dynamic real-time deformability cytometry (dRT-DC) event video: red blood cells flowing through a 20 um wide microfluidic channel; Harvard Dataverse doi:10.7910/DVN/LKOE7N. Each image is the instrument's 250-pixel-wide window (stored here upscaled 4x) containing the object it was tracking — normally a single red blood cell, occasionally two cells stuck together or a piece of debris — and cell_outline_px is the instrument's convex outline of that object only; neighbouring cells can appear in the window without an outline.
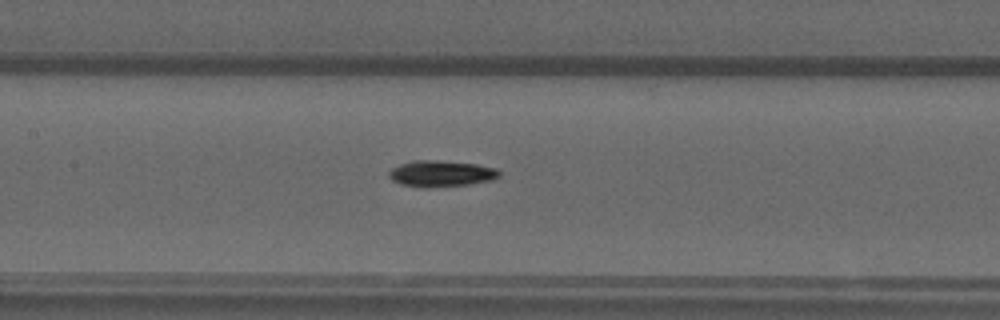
{"species": "common noctule bat (a hibernating species)", "species_latin": "Nyctalus noctula", "temperature_condition": "warm", "stored_images_in_passage": 53, "camera_frame_rate_fps": 3000, "um_per_image_px": 0.085, "animal": {"sex": "male", "forearm_length_mm": 52.5}, "frame": {"image": 1, "passage_image": 24, "time_ms": 7.667, "image_size_px": [1000, 320], "cell_outline_px": [[500, 176], [496, 180], [468, 184], [424, 188], [400, 184], [392, 180], [388, 176], [388, 172], [392, 168], [400, 164], [412, 160], [436, 160], [476, 164], [496, 168], [500, 172]], "centroid_in_image_um": [37.49, 14.76], "position_along_channel_um": 169.9, "area_um2": 16.99}}
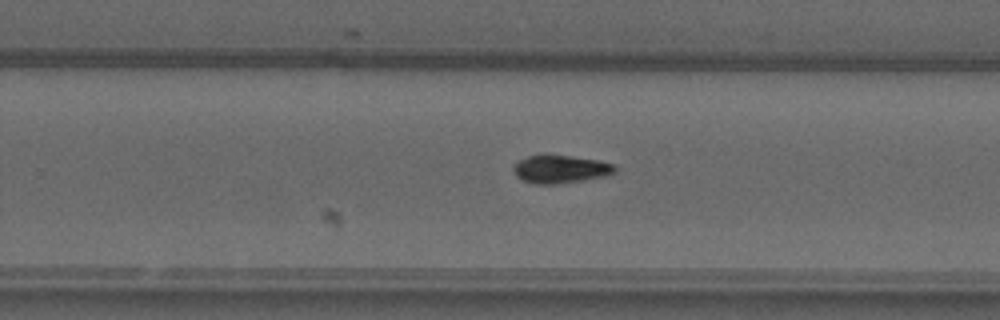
{"frame": {"image": 2, "passage_image": 33, "time_ms": 10.667, "image_size_px": [1000, 320], "cell_outline_px": [[616, 172], [604, 176], [556, 184], [536, 184], [524, 180], [516, 176], [512, 168], [520, 160], [528, 156], [540, 152], [544, 152], [596, 160], [616, 164]], "centroid_in_image_um": [47.61, 14.34], "position_along_channel_um": 282.2, "area_um2": 16.76}}
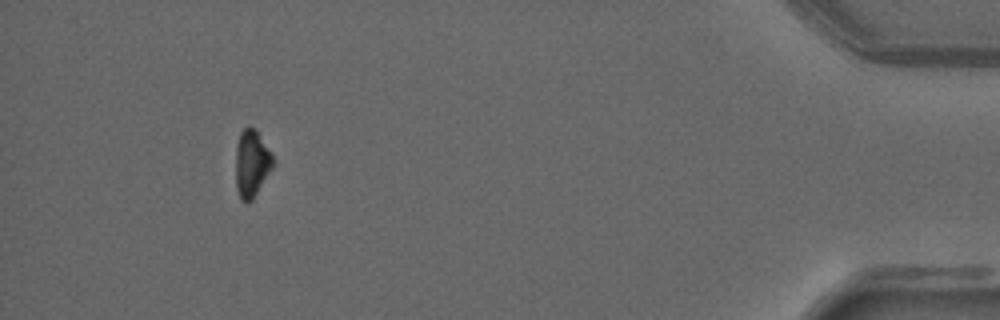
{"frame": {"image": 3, "passage_image": 49, "time_ms": 16.0, "image_size_px": [1000, 320], "cell_outline_px": [[276, 160], [272, 168], [252, 200], [248, 204], [240, 200], [236, 188], [236, 148], [240, 132], [248, 124], [256, 128], [272, 152]], "centroid_in_image_um": [21.41, 13.86], "position_along_channel_um": 413.8, "area_um2": 15.03}, "authors_computed_cell_mechanics": {"area_um2": 15.317, "velocity_mm_per_s": 3.7656, "shape_relaxation_time_tau1_ms": 6.1789, "shape_relaxation_time_tau2_ms": null, "deformation_change_tau1": 0.1918, "deformation_change_tau2": null}}